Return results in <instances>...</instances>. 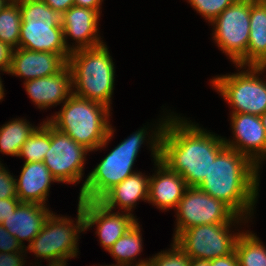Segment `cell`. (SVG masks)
Segmentation results:
<instances>
[{
    "label": "cell",
    "mask_w": 266,
    "mask_h": 266,
    "mask_svg": "<svg viewBox=\"0 0 266 266\" xmlns=\"http://www.w3.org/2000/svg\"><path fill=\"white\" fill-rule=\"evenodd\" d=\"M225 147L223 137L170 114L160 137V161L181 175L188 187H198Z\"/></svg>",
    "instance_id": "1"
},
{
    "label": "cell",
    "mask_w": 266,
    "mask_h": 266,
    "mask_svg": "<svg viewBox=\"0 0 266 266\" xmlns=\"http://www.w3.org/2000/svg\"><path fill=\"white\" fill-rule=\"evenodd\" d=\"M258 176L259 167L247 156L225 147L211 163L209 174L198 188L224 201L240 217L247 219L254 214L259 194Z\"/></svg>",
    "instance_id": "2"
},
{
    "label": "cell",
    "mask_w": 266,
    "mask_h": 266,
    "mask_svg": "<svg viewBox=\"0 0 266 266\" xmlns=\"http://www.w3.org/2000/svg\"><path fill=\"white\" fill-rule=\"evenodd\" d=\"M110 108L97 101L72 94L47 121L90 151L104 148L113 137Z\"/></svg>",
    "instance_id": "3"
},
{
    "label": "cell",
    "mask_w": 266,
    "mask_h": 266,
    "mask_svg": "<svg viewBox=\"0 0 266 266\" xmlns=\"http://www.w3.org/2000/svg\"><path fill=\"white\" fill-rule=\"evenodd\" d=\"M67 65L71 70L73 94L111 108L115 67L105 43L71 52Z\"/></svg>",
    "instance_id": "4"
},
{
    "label": "cell",
    "mask_w": 266,
    "mask_h": 266,
    "mask_svg": "<svg viewBox=\"0 0 266 266\" xmlns=\"http://www.w3.org/2000/svg\"><path fill=\"white\" fill-rule=\"evenodd\" d=\"M21 13L18 48L61 54L66 60L71 52L65 45L61 15L43 0H16Z\"/></svg>",
    "instance_id": "5"
},
{
    "label": "cell",
    "mask_w": 266,
    "mask_h": 266,
    "mask_svg": "<svg viewBox=\"0 0 266 266\" xmlns=\"http://www.w3.org/2000/svg\"><path fill=\"white\" fill-rule=\"evenodd\" d=\"M147 128L139 129L111 150L87 175L78 200L98 201L107 191L135 173L133 165L144 144Z\"/></svg>",
    "instance_id": "6"
},
{
    "label": "cell",
    "mask_w": 266,
    "mask_h": 266,
    "mask_svg": "<svg viewBox=\"0 0 266 266\" xmlns=\"http://www.w3.org/2000/svg\"><path fill=\"white\" fill-rule=\"evenodd\" d=\"M247 70L211 79V86L232 107L231 113L261 116L266 112V82L259 75L266 66H247Z\"/></svg>",
    "instance_id": "7"
},
{
    "label": "cell",
    "mask_w": 266,
    "mask_h": 266,
    "mask_svg": "<svg viewBox=\"0 0 266 266\" xmlns=\"http://www.w3.org/2000/svg\"><path fill=\"white\" fill-rule=\"evenodd\" d=\"M77 212L76 224L69 217L57 216L51 212L41 231L26 249L38 258L47 259V262L76 257L79 252L78 234L85 231L83 210L79 203Z\"/></svg>",
    "instance_id": "8"
},
{
    "label": "cell",
    "mask_w": 266,
    "mask_h": 266,
    "mask_svg": "<svg viewBox=\"0 0 266 266\" xmlns=\"http://www.w3.org/2000/svg\"><path fill=\"white\" fill-rule=\"evenodd\" d=\"M213 40L239 69L247 68V47L250 33V0H236L217 16Z\"/></svg>",
    "instance_id": "9"
},
{
    "label": "cell",
    "mask_w": 266,
    "mask_h": 266,
    "mask_svg": "<svg viewBox=\"0 0 266 266\" xmlns=\"http://www.w3.org/2000/svg\"><path fill=\"white\" fill-rule=\"evenodd\" d=\"M176 228L173 240L184 230L204 224L243 223L224 201L216 199L198 187H188L176 207Z\"/></svg>",
    "instance_id": "10"
},
{
    "label": "cell",
    "mask_w": 266,
    "mask_h": 266,
    "mask_svg": "<svg viewBox=\"0 0 266 266\" xmlns=\"http://www.w3.org/2000/svg\"><path fill=\"white\" fill-rule=\"evenodd\" d=\"M235 223L204 224L182 231L174 241L191 258L213 260L235 250L239 233H230Z\"/></svg>",
    "instance_id": "11"
},
{
    "label": "cell",
    "mask_w": 266,
    "mask_h": 266,
    "mask_svg": "<svg viewBox=\"0 0 266 266\" xmlns=\"http://www.w3.org/2000/svg\"><path fill=\"white\" fill-rule=\"evenodd\" d=\"M166 118H161L157 128L149 136V148L154 158L155 168L157 170L149 179V197L148 203L156 206L161 210L176 209L179 201L182 199L188 185L185 179L178 173L171 171L164 163L160 161V137L163 131ZM152 136V137H151Z\"/></svg>",
    "instance_id": "12"
},
{
    "label": "cell",
    "mask_w": 266,
    "mask_h": 266,
    "mask_svg": "<svg viewBox=\"0 0 266 266\" xmlns=\"http://www.w3.org/2000/svg\"><path fill=\"white\" fill-rule=\"evenodd\" d=\"M88 152L91 151L51 125V146L43 162L57 182L78 183L84 175Z\"/></svg>",
    "instance_id": "13"
},
{
    "label": "cell",
    "mask_w": 266,
    "mask_h": 266,
    "mask_svg": "<svg viewBox=\"0 0 266 266\" xmlns=\"http://www.w3.org/2000/svg\"><path fill=\"white\" fill-rule=\"evenodd\" d=\"M84 216L85 230L96 224L101 246L107 251L138 220L132 213L112 212L99 201L78 200Z\"/></svg>",
    "instance_id": "14"
},
{
    "label": "cell",
    "mask_w": 266,
    "mask_h": 266,
    "mask_svg": "<svg viewBox=\"0 0 266 266\" xmlns=\"http://www.w3.org/2000/svg\"><path fill=\"white\" fill-rule=\"evenodd\" d=\"M230 120L234 139L224 138L226 147L247 156L260 168L266 159V131L260 116L232 113Z\"/></svg>",
    "instance_id": "15"
},
{
    "label": "cell",
    "mask_w": 266,
    "mask_h": 266,
    "mask_svg": "<svg viewBox=\"0 0 266 266\" xmlns=\"http://www.w3.org/2000/svg\"><path fill=\"white\" fill-rule=\"evenodd\" d=\"M100 14L89 8L72 6L61 15V25L64 33L65 45L70 52L100 46L104 44L98 35V20ZM70 36L75 46L67 43Z\"/></svg>",
    "instance_id": "16"
},
{
    "label": "cell",
    "mask_w": 266,
    "mask_h": 266,
    "mask_svg": "<svg viewBox=\"0 0 266 266\" xmlns=\"http://www.w3.org/2000/svg\"><path fill=\"white\" fill-rule=\"evenodd\" d=\"M66 65L67 60L61 54L17 48L12 50L8 74L22 77L26 82L55 75Z\"/></svg>",
    "instance_id": "17"
},
{
    "label": "cell",
    "mask_w": 266,
    "mask_h": 266,
    "mask_svg": "<svg viewBox=\"0 0 266 266\" xmlns=\"http://www.w3.org/2000/svg\"><path fill=\"white\" fill-rule=\"evenodd\" d=\"M24 87L29 98L39 109L57 106L73 94L71 70L66 65L55 75L24 82Z\"/></svg>",
    "instance_id": "18"
},
{
    "label": "cell",
    "mask_w": 266,
    "mask_h": 266,
    "mask_svg": "<svg viewBox=\"0 0 266 266\" xmlns=\"http://www.w3.org/2000/svg\"><path fill=\"white\" fill-rule=\"evenodd\" d=\"M52 182L57 180L44 162L24 163L20 176L16 179L17 198L21 203L46 205Z\"/></svg>",
    "instance_id": "19"
},
{
    "label": "cell",
    "mask_w": 266,
    "mask_h": 266,
    "mask_svg": "<svg viewBox=\"0 0 266 266\" xmlns=\"http://www.w3.org/2000/svg\"><path fill=\"white\" fill-rule=\"evenodd\" d=\"M46 206L36 203H20L15 212L2 222V225L26 249L23 241L27 240L30 244L52 212Z\"/></svg>",
    "instance_id": "20"
},
{
    "label": "cell",
    "mask_w": 266,
    "mask_h": 266,
    "mask_svg": "<svg viewBox=\"0 0 266 266\" xmlns=\"http://www.w3.org/2000/svg\"><path fill=\"white\" fill-rule=\"evenodd\" d=\"M149 179L150 176L135 172L112 187L98 201L110 210L119 206L120 210L122 208L124 212L130 213L137 201H148Z\"/></svg>",
    "instance_id": "21"
},
{
    "label": "cell",
    "mask_w": 266,
    "mask_h": 266,
    "mask_svg": "<svg viewBox=\"0 0 266 266\" xmlns=\"http://www.w3.org/2000/svg\"><path fill=\"white\" fill-rule=\"evenodd\" d=\"M247 66H266V0H250Z\"/></svg>",
    "instance_id": "22"
},
{
    "label": "cell",
    "mask_w": 266,
    "mask_h": 266,
    "mask_svg": "<svg viewBox=\"0 0 266 266\" xmlns=\"http://www.w3.org/2000/svg\"><path fill=\"white\" fill-rule=\"evenodd\" d=\"M142 234L138 221H136L128 231L120 237L107 251L121 266H144L148 265V260H139L133 263L134 259L142 252ZM135 264V265H132Z\"/></svg>",
    "instance_id": "23"
},
{
    "label": "cell",
    "mask_w": 266,
    "mask_h": 266,
    "mask_svg": "<svg viewBox=\"0 0 266 266\" xmlns=\"http://www.w3.org/2000/svg\"><path fill=\"white\" fill-rule=\"evenodd\" d=\"M38 126L26 119H15L0 127V152L18 157L21 146Z\"/></svg>",
    "instance_id": "24"
},
{
    "label": "cell",
    "mask_w": 266,
    "mask_h": 266,
    "mask_svg": "<svg viewBox=\"0 0 266 266\" xmlns=\"http://www.w3.org/2000/svg\"><path fill=\"white\" fill-rule=\"evenodd\" d=\"M235 252L239 266H266V246L249 230L238 236Z\"/></svg>",
    "instance_id": "25"
},
{
    "label": "cell",
    "mask_w": 266,
    "mask_h": 266,
    "mask_svg": "<svg viewBox=\"0 0 266 266\" xmlns=\"http://www.w3.org/2000/svg\"><path fill=\"white\" fill-rule=\"evenodd\" d=\"M51 146V124L46 120L40 124L21 146L18 157H24V163L43 162Z\"/></svg>",
    "instance_id": "26"
},
{
    "label": "cell",
    "mask_w": 266,
    "mask_h": 266,
    "mask_svg": "<svg viewBox=\"0 0 266 266\" xmlns=\"http://www.w3.org/2000/svg\"><path fill=\"white\" fill-rule=\"evenodd\" d=\"M21 13L19 3L11 0L0 11V42L17 49L20 39Z\"/></svg>",
    "instance_id": "27"
},
{
    "label": "cell",
    "mask_w": 266,
    "mask_h": 266,
    "mask_svg": "<svg viewBox=\"0 0 266 266\" xmlns=\"http://www.w3.org/2000/svg\"><path fill=\"white\" fill-rule=\"evenodd\" d=\"M172 248V249H171ZM168 251H161L152 258H149V266H190L191 258L176 244H173Z\"/></svg>",
    "instance_id": "28"
},
{
    "label": "cell",
    "mask_w": 266,
    "mask_h": 266,
    "mask_svg": "<svg viewBox=\"0 0 266 266\" xmlns=\"http://www.w3.org/2000/svg\"><path fill=\"white\" fill-rule=\"evenodd\" d=\"M235 1L236 0H188L187 2H189L197 13H200L208 23H211Z\"/></svg>",
    "instance_id": "29"
},
{
    "label": "cell",
    "mask_w": 266,
    "mask_h": 266,
    "mask_svg": "<svg viewBox=\"0 0 266 266\" xmlns=\"http://www.w3.org/2000/svg\"><path fill=\"white\" fill-rule=\"evenodd\" d=\"M17 198L16 178L8 172L0 161V199Z\"/></svg>",
    "instance_id": "30"
},
{
    "label": "cell",
    "mask_w": 266,
    "mask_h": 266,
    "mask_svg": "<svg viewBox=\"0 0 266 266\" xmlns=\"http://www.w3.org/2000/svg\"><path fill=\"white\" fill-rule=\"evenodd\" d=\"M27 250L0 224V252H26Z\"/></svg>",
    "instance_id": "31"
},
{
    "label": "cell",
    "mask_w": 266,
    "mask_h": 266,
    "mask_svg": "<svg viewBox=\"0 0 266 266\" xmlns=\"http://www.w3.org/2000/svg\"><path fill=\"white\" fill-rule=\"evenodd\" d=\"M23 253L25 252H0V266H24Z\"/></svg>",
    "instance_id": "32"
},
{
    "label": "cell",
    "mask_w": 266,
    "mask_h": 266,
    "mask_svg": "<svg viewBox=\"0 0 266 266\" xmlns=\"http://www.w3.org/2000/svg\"><path fill=\"white\" fill-rule=\"evenodd\" d=\"M21 203L18 198L0 199V224L14 213L17 206Z\"/></svg>",
    "instance_id": "33"
},
{
    "label": "cell",
    "mask_w": 266,
    "mask_h": 266,
    "mask_svg": "<svg viewBox=\"0 0 266 266\" xmlns=\"http://www.w3.org/2000/svg\"><path fill=\"white\" fill-rule=\"evenodd\" d=\"M12 48L0 42V71L8 74L11 64Z\"/></svg>",
    "instance_id": "34"
},
{
    "label": "cell",
    "mask_w": 266,
    "mask_h": 266,
    "mask_svg": "<svg viewBox=\"0 0 266 266\" xmlns=\"http://www.w3.org/2000/svg\"><path fill=\"white\" fill-rule=\"evenodd\" d=\"M209 261L211 266H239V260L235 250L226 256L218 257Z\"/></svg>",
    "instance_id": "35"
},
{
    "label": "cell",
    "mask_w": 266,
    "mask_h": 266,
    "mask_svg": "<svg viewBox=\"0 0 266 266\" xmlns=\"http://www.w3.org/2000/svg\"><path fill=\"white\" fill-rule=\"evenodd\" d=\"M49 7L62 15L70 7L74 6V0H43Z\"/></svg>",
    "instance_id": "36"
},
{
    "label": "cell",
    "mask_w": 266,
    "mask_h": 266,
    "mask_svg": "<svg viewBox=\"0 0 266 266\" xmlns=\"http://www.w3.org/2000/svg\"><path fill=\"white\" fill-rule=\"evenodd\" d=\"M103 0H74L75 6L96 10L100 14Z\"/></svg>",
    "instance_id": "37"
},
{
    "label": "cell",
    "mask_w": 266,
    "mask_h": 266,
    "mask_svg": "<svg viewBox=\"0 0 266 266\" xmlns=\"http://www.w3.org/2000/svg\"><path fill=\"white\" fill-rule=\"evenodd\" d=\"M190 266H211L209 260L191 259Z\"/></svg>",
    "instance_id": "38"
},
{
    "label": "cell",
    "mask_w": 266,
    "mask_h": 266,
    "mask_svg": "<svg viewBox=\"0 0 266 266\" xmlns=\"http://www.w3.org/2000/svg\"><path fill=\"white\" fill-rule=\"evenodd\" d=\"M67 260H61V261H51L49 262V265L48 266H67L66 265V262Z\"/></svg>",
    "instance_id": "39"
},
{
    "label": "cell",
    "mask_w": 266,
    "mask_h": 266,
    "mask_svg": "<svg viewBox=\"0 0 266 266\" xmlns=\"http://www.w3.org/2000/svg\"><path fill=\"white\" fill-rule=\"evenodd\" d=\"M4 95H5L4 87H3L2 80H1V77H0V101L3 99Z\"/></svg>",
    "instance_id": "40"
},
{
    "label": "cell",
    "mask_w": 266,
    "mask_h": 266,
    "mask_svg": "<svg viewBox=\"0 0 266 266\" xmlns=\"http://www.w3.org/2000/svg\"><path fill=\"white\" fill-rule=\"evenodd\" d=\"M260 119H261L262 125L264 126L265 131H266V112H264V113L260 116Z\"/></svg>",
    "instance_id": "41"
},
{
    "label": "cell",
    "mask_w": 266,
    "mask_h": 266,
    "mask_svg": "<svg viewBox=\"0 0 266 266\" xmlns=\"http://www.w3.org/2000/svg\"><path fill=\"white\" fill-rule=\"evenodd\" d=\"M11 0H0V11L10 2Z\"/></svg>",
    "instance_id": "42"
},
{
    "label": "cell",
    "mask_w": 266,
    "mask_h": 266,
    "mask_svg": "<svg viewBox=\"0 0 266 266\" xmlns=\"http://www.w3.org/2000/svg\"><path fill=\"white\" fill-rule=\"evenodd\" d=\"M100 266H103V265H100ZM104 266H121V265H114V264H112V265H104Z\"/></svg>",
    "instance_id": "43"
}]
</instances>
